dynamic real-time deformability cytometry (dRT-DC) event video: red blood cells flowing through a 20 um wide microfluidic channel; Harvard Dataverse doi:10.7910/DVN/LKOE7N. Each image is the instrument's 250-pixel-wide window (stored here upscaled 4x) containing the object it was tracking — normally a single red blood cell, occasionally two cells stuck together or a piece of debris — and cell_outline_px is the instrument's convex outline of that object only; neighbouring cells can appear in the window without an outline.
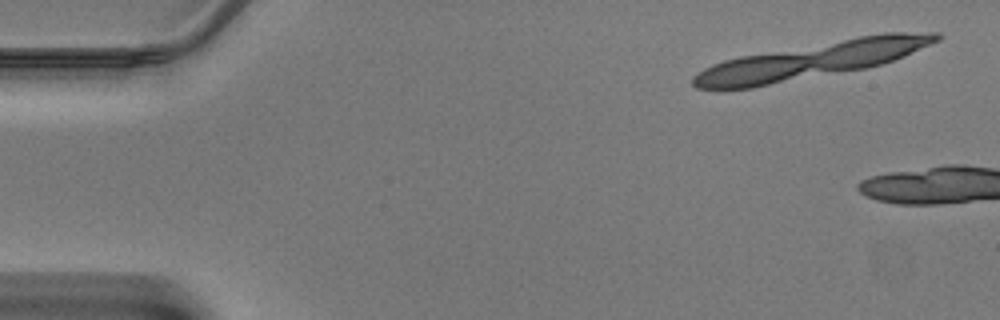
{"species": "Egyptian fruit bat (a non-hibernating species)", "species_latin": "Rousettus aegyptiacus", "temperature_condition": "warm", "stored_images_in_passage": 3, "camera_frame_rate_fps": 3000, "um_per_image_px": 0.085, "animal": {"sex": "male"}, "frame": {"image": 1, "passage_image": 2, "time_ms": 0.333, "image_size_px": [1000, 320], "cell_outline_px": [[812, 64], [784, 76], [760, 84], [740, 88], [708, 88], [696, 84], [696, 80], [704, 72], [720, 64], [732, 60], [752, 56], [812, 56]], "centroid_in_image_um": [63.89, 6.04], "position_along_channel_um": 21.1, "area_um2": 17.98}}